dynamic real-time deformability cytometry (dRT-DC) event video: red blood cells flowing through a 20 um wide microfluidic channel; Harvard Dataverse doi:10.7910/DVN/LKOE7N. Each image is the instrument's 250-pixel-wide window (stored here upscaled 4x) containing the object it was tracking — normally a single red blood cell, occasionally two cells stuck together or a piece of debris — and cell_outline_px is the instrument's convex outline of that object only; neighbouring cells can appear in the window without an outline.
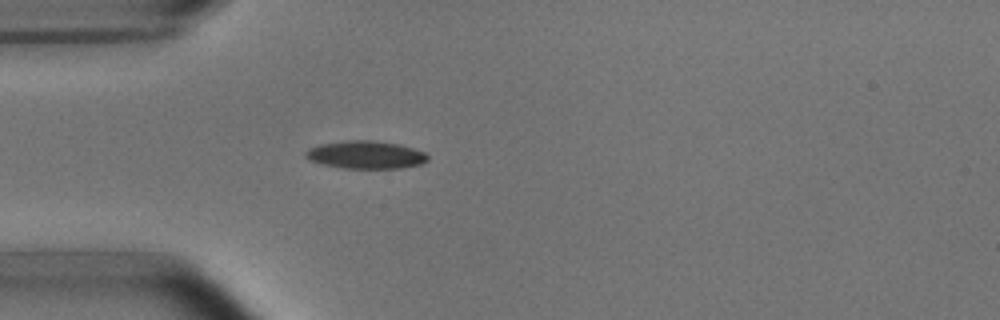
{"species": "common noctule bat (a hibernating species)", "species_latin": "Nyctalus noctula", "temperature_condition": "room temperature", "stored_images_in_passage": 4, "camera_frame_rate_fps": 3000, "um_per_image_px": 0.085, "animal": {"sex": "male", "body_mass_g": 15.6}, "frame": {"image": 1, "passage_image": 4, "time_ms": 3.333, "image_size_px": [1000, 320], "cell_outline_px": [[428, 160], [420, 164], [400, 168], [344, 168], [324, 164], [308, 160], [304, 156], [304, 152], [308, 148], [320, 144], [344, 140], [372, 140], [400, 144], [424, 152], [428, 156]], "centroid_in_image_um": [31.05, 13.14], "position_along_channel_um": 53.9, "area_um2": 19.83}}